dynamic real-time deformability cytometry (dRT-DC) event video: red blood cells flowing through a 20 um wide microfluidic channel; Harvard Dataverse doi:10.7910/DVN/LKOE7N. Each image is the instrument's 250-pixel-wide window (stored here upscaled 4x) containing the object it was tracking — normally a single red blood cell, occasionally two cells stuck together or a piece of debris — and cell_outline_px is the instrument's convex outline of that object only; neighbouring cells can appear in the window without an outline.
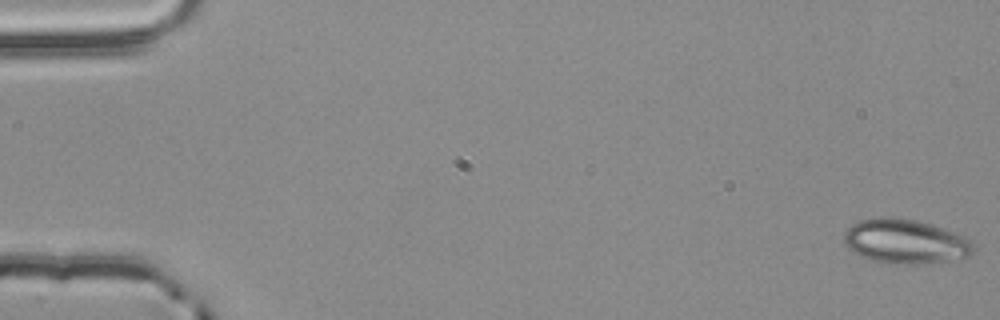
{"species": "common noctule bat (a hibernating species)", "species_latin": "Nyctalus noctula", "temperature_condition": "room temperature", "stored_images_in_passage": 55, "camera_frame_rate_fps": 3000, "um_per_image_px": 0.085, "animal": {"sex": "male", "body_mass_g": 20.4}, "frame": {"image": 1, "passage_image": 1, "time_ms": 0.0, "image_size_px": [1000, 320], "cell_outline_px": [[972, 252], [968, 256], [948, 260], [916, 264], [896, 264], [872, 260], [860, 256], [852, 252], [844, 244], [844, 232], [852, 224], [860, 220], [880, 216], [892, 216], [916, 220], [964, 236], [972, 244]], "centroid_in_image_um": [76.86, 20.51], "position_along_channel_um": 8.1, "area_um2": 33.18}}
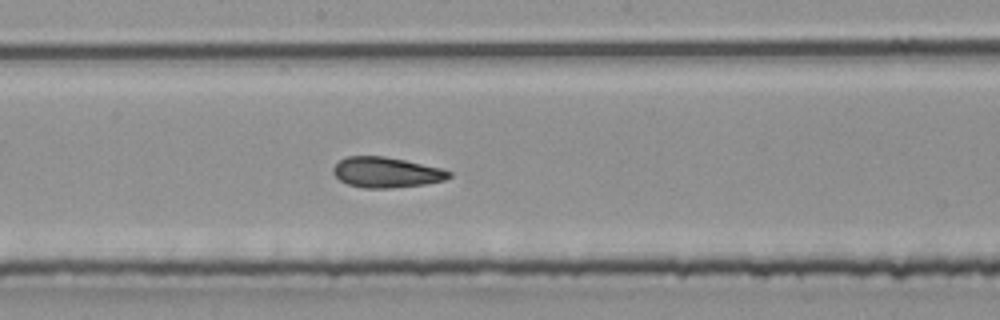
{"frame": {"image": 2, "passage_image": 30, "time_ms": 9.667, "image_size_px": [1000, 320], "cell_outline_px": [[452, 176], [444, 180], [424, 184], [388, 188], [364, 188], [348, 184], [340, 180], [332, 172], [332, 168], [344, 156], [384, 156], [404, 160], [440, 168], [452, 172]], "centroid_in_image_um": [32.81, 14.64], "position_along_channel_um": 215.4, "area_um2": 20.4}}
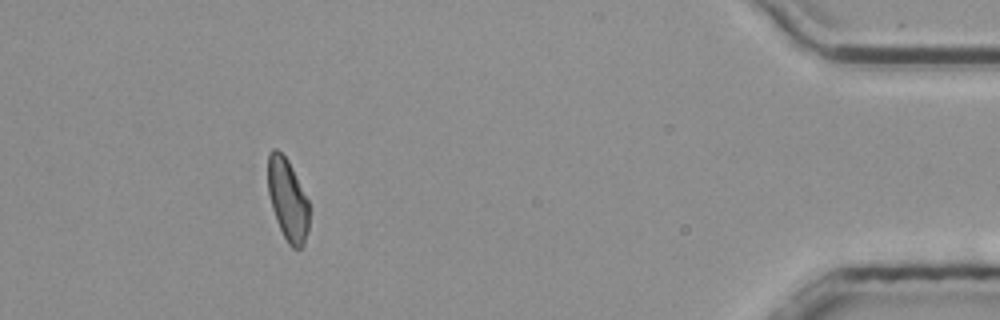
{"frame": {"image": 3, "passage_image": 50, "time_ms": 16.333, "image_size_px": [1000, 320], "cell_outline_px": [[312, 208], [308, 232], [304, 244], [300, 248], [292, 248], [288, 244], [276, 220], [272, 208], [268, 192], [268, 152], [272, 148], [276, 148], [288, 160]], "centroid_in_image_um": [24.48, 16.99], "position_along_channel_um": 410.7, "area_um2": 20.0}, "authors_computed_cell_mechanics": {"area_um2": 20.9236, "velocity_mm_per_s": 3.8579, "shape_relaxation_time_tau1_ms": null, "shape_relaxation_time_tau2_ms": 3.7434, "deformation_change_tau1": null, "deformation_change_tau2": 0.1224}}